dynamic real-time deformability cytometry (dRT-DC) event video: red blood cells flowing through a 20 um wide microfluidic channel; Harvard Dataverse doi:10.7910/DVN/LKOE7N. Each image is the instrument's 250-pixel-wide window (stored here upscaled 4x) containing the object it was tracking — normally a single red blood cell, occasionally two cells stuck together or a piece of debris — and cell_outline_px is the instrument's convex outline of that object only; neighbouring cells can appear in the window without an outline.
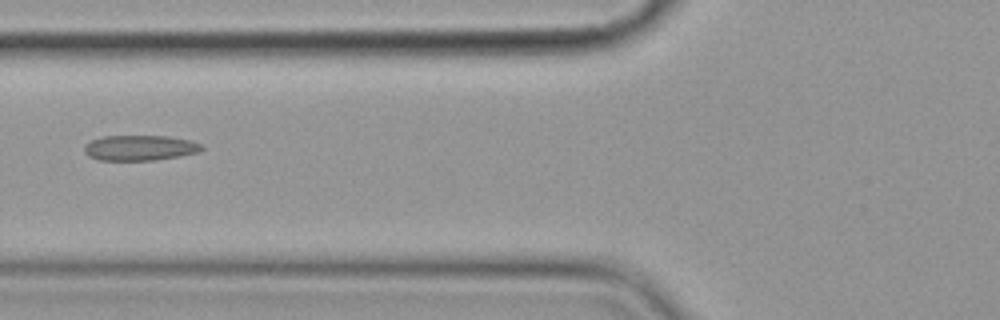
{"species": "common noctule bat (a hibernating species)", "species_latin": "Nyctalus noctula", "temperature_condition": "cold", "stored_images_in_passage": 5, "camera_frame_rate_fps": 3000, "um_per_image_px": 0.085, "animal": {"sex": "female", "body_mass_g": 19.9}, "frame": {"image": 1, "passage_image": 5, "time_ms": 4.667, "image_size_px": [1000, 320], "cell_outline_px": [[204, 148], [200, 152], [180, 156], [156, 160], [96, 160], [88, 156], [84, 152], [84, 144], [92, 140], [104, 136], [168, 136], [192, 140], [200, 144]], "centroid_in_image_um": [11.89, 12.57], "position_along_channel_um": 113.9, "area_um2": 17.51}}